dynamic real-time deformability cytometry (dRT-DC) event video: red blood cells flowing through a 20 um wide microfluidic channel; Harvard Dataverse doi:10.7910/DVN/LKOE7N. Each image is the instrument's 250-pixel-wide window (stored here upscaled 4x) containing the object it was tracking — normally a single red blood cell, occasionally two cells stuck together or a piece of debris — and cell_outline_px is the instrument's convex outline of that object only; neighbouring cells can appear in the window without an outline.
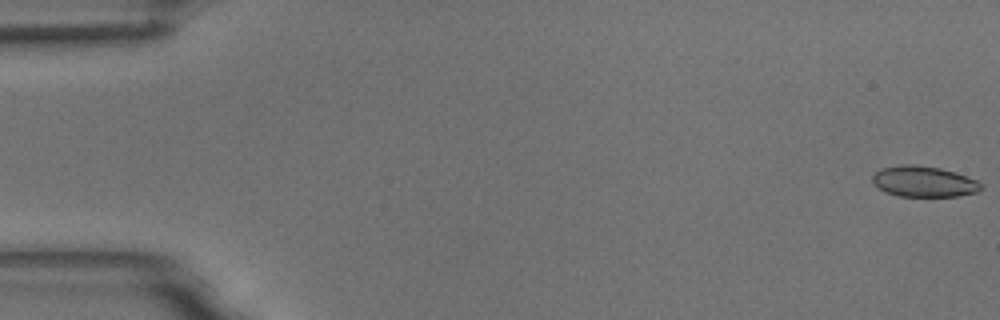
{"species": "common noctule bat (a hibernating species)", "species_latin": "Nyctalus noctula", "temperature_condition": "room temperature", "stored_images_in_passage": 56, "camera_frame_rate_fps": 3000, "um_per_image_px": 0.085, "animal": {"sex": "male", "body_mass_g": 18.8}, "frame": {"image": 1, "passage_image": 1, "time_ms": 0.0, "image_size_px": [1000, 320], "cell_outline_px": [[984, 188], [976, 192], [960, 196], [900, 196], [888, 192], [880, 188], [872, 180], [872, 176], [880, 168], [900, 164], [916, 164], [940, 168], [956, 172], [976, 180]], "centroid_in_image_um": [78.54, 15.41], "position_along_channel_um": 6.5, "area_um2": 19.42}}
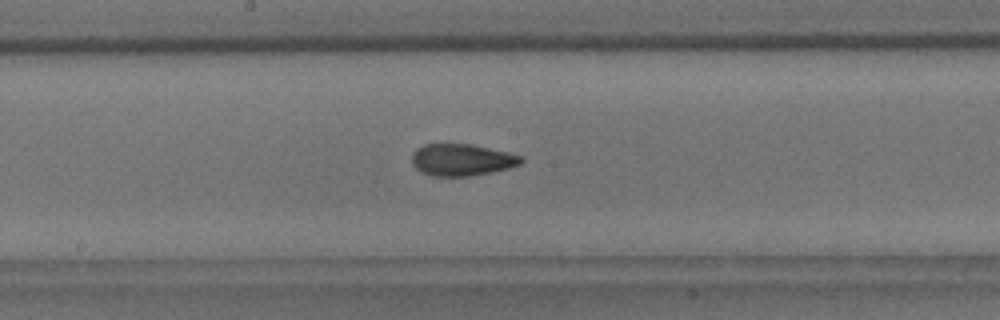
{"frame": {"image": 2, "passage_image": 30, "time_ms": 9.667, "image_size_px": [1000, 320], "cell_outline_px": [[524, 160], [520, 164], [508, 168], [492, 172], [468, 176], [432, 176], [420, 172], [412, 164], [412, 152], [416, 148], [424, 144], [468, 144], [508, 152], [520, 156]], "centroid_in_image_um": [39.21, 13.59], "position_along_channel_um": 209.0, "area_um2": 20.23}}
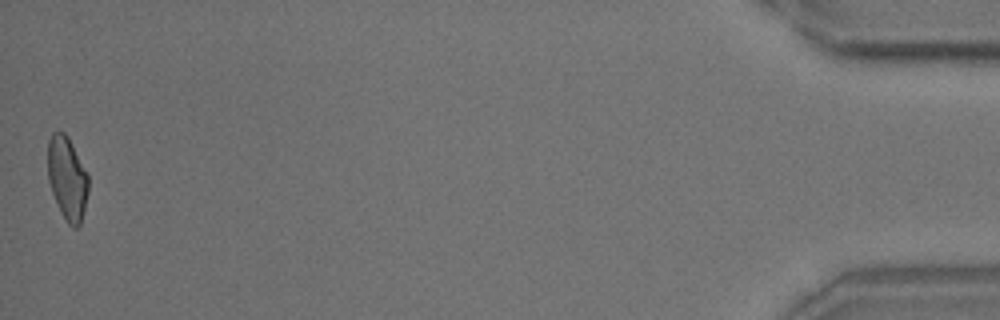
{"frame": {"image": 3, "passage_image": 56, "time_ms": 18.333, "image_size_px": [1000, 320], "cell_outline_px": [[88, 192], [80, 224], [76, 228], [72, 228], [68, 224], [60, 212], [52, 192], [48, 180], [48, 140], [52, 132], [64, 132], [68, 136], [88, 176]], "centroid_in_image_um": [5.7, 15.16], "position_along_channel_um": 429.5, "area_um2": 19.54}, "authors_computed_cell_mechanics": {"area_um2": 20.1144, "velocity_mm_per_s": 3.6366, "shape_relaxation_time_tau1_ms": 6.0876, "shape_relaxation_time_tau2_ms": 1.8663, "deformation_change_tau1": 0.1475, "deformation_change_tau2": 0.083}}